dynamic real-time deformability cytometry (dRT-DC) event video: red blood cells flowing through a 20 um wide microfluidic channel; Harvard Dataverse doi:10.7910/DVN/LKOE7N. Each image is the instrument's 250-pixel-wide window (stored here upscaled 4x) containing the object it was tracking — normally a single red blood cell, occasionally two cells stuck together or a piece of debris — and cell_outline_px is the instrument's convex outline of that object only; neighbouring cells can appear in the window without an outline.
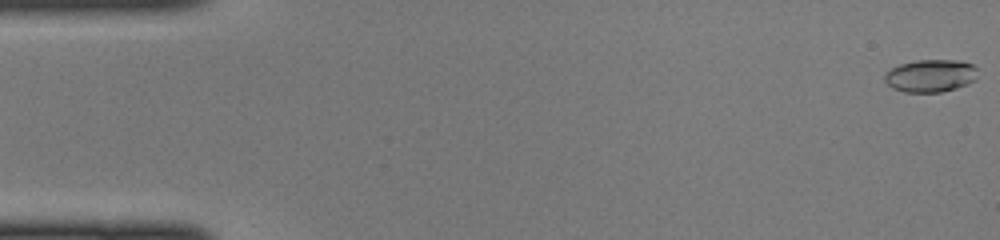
{"species": "common noctule bat (a hibernating species)", "species_latin": "Nyctalus noctula", "temperature_condition": "cold", "stored_images_in_passage": 47, "camera_frame_rate_fps": 3000, "um_per_image_px": 0.085, "animal": {"sex": "female", "body_mass_g": 22.0, "forearm_length_mm": 56.7}, "frame": {"image": 1, "passage_image": 1, "time_ms": 0.0, "image_size_px": [1000, 240], "cell_outline_px": [[976, 80], [968, 84], [956, 88], [940, 92], [904, 92], [892, 88], [884, 80], [884, 72], [900, 64], [916, 60], [960, 60], [972, 64], [976, 68]], "centroid_in_image_um": [79.08, 6.43], "position_along_channel_um": 5.9, "area_um2": 17.8}}
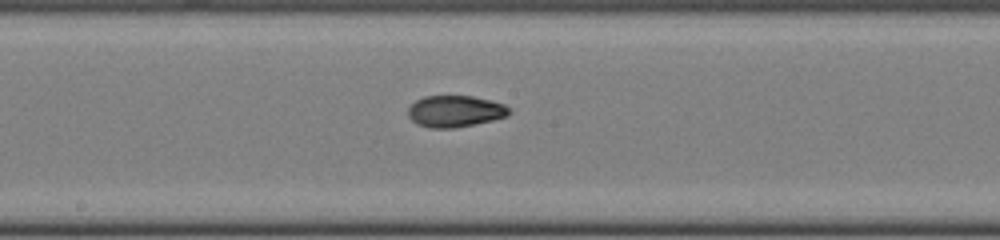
{"frame": {"image": 2, "passage_image": 25, "time_ms": 8.0, "image_size_px": [1000, 240], "cell_outline_px": [[512, 112], [508, 116], [492, 120], [452, 128], [428, 128], [416, 124], [408, 116], [408, 108], [416, 100], [424, 96], [472, 96], [492, 100], [504, 104]], "centroid_in_image_um": [38.68, 9.45], "position_along_channel_um": 209.5, "area_um2": 18.61}}
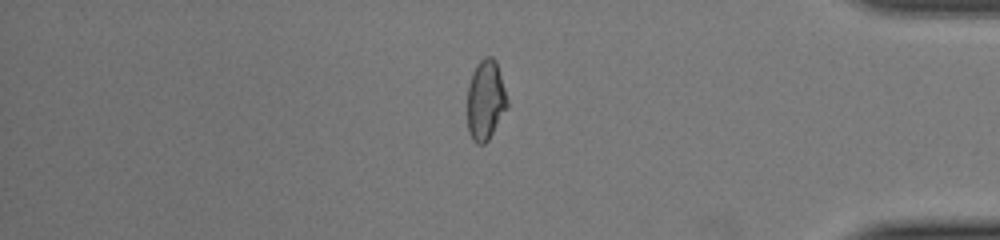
{"frame": {"image": 3, "passage_image": 40, "time_ms": 13.0, "image_size_px": [1000, 240], "cell_outline_px": [[508, 108], [488, 140], [484, 144], [476, 144], [472, 140], [468, 132], [468, 84], [472, 72], [476, 64], [484, 56], [492, 56], [496, 60], [508, 100]], "centroid_in_image_um": [41.27, 8.5], "position_along_channel_um": 393.9, "area_um2": 18.84}}